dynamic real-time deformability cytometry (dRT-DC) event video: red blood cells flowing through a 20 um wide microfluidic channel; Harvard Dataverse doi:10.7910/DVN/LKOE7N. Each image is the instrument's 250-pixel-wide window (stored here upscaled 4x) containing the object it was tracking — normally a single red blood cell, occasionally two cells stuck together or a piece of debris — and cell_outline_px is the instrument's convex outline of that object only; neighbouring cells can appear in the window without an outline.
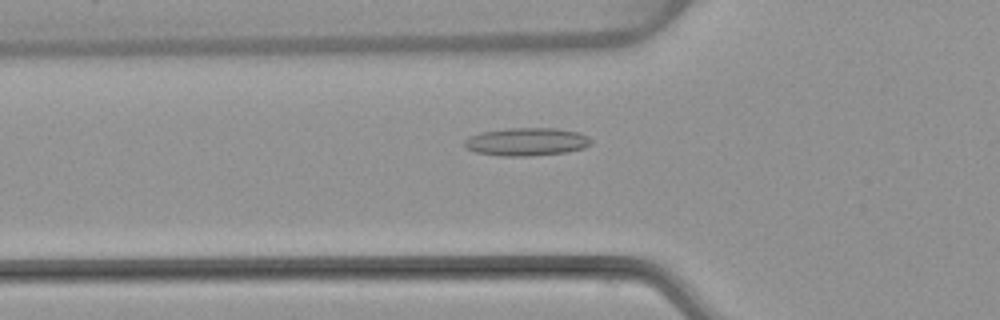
{"species": "common noctule bat (a hibernating species)", "species_latin": "Nyctalus noctula", "temperature_condition": "warm", "stored_images_in_passage": 39, "camera_frame_rate_fps": 3000, "um_per_image_px": 0.085, "animal": {"sex": "female", "body_mass_g": 22.7, "forearm_length_mm": 54.2}, "frame": {"image": 1, "passage_image": 5, "time_ms": 1.333, "image_size_px": [1000, 320], "cell_outline_px": [[592, 144], [584, 148], [568, 152], [528, 156], [500, 156], [476, 152], [468, 148], [464, 144], [464, 140], [468, 136], [480, 132], [508, 128], [556, 128], [580, 132], [588, 136], [592, 140]], "centroid_in_image_um": [44.79, 12.04], "position_along_channel_um": 81.0, "area_um2": 20.87}}
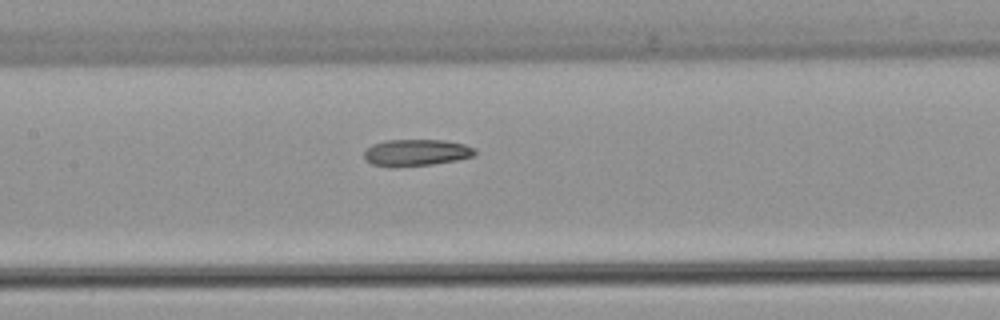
{"frame": {"image": 2, "passage_image": 12, "time_ms": 3.667, "image_size_px": [1000, 320], "cell_outline_px": [[476, 156], [456, 160], [432, 164], [372, 164], [364, 160], [364, 152], [372, 144], [384, 140], [444, 140], [464, 144], [476, 148]], "centroid_in_image_um": [35.45, 12.92], "position_along_channel_um": 172.0, "area_um2": 16.65}}
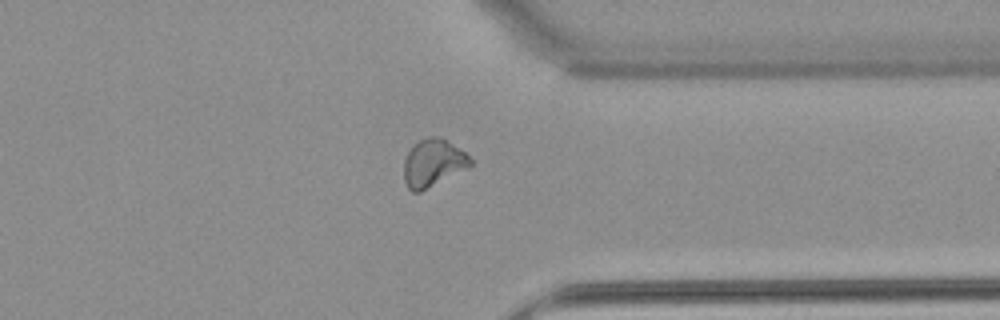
{"frame": {"image": 3, "passage_image": 28, "time_ms": 9.0, "image_size_px": [1000, 320], "cell_outline_px": [[472, 164], [420, 192], [412, 192], [408, 188], [404, 180], [404, 160], [408, 152], [420, 140], [428, 136], [436, 136], [452, 144], [464, 152], [472, 160]], "centroid_in_image_um": [36.77, 13.86], "position_along_channel_um": 374.6, "area_um2": 17.74}, "authors_computed_cell_mechanics": {"area_um2": 17.7446, "velocity_mm_per_s": 3.8643, "shape_relaxation_time_tau1_ms": null, "shape_relaxation_time_tau2_ms": 4.4997, "deformation_change_tau1": null, "deformation_change_tau2": 0.1205}}